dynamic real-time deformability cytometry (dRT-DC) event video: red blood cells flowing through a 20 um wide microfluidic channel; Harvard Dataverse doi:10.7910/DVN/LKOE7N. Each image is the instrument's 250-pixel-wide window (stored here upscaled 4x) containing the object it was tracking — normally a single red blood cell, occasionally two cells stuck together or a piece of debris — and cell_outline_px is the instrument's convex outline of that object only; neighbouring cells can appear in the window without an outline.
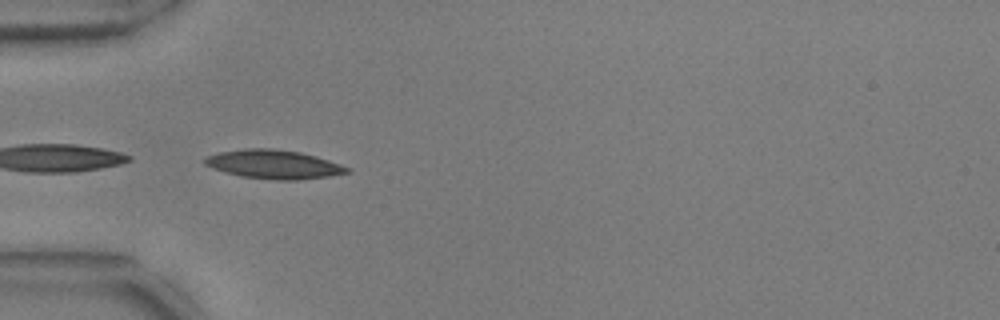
{"species": "common noctule bat (a hibernating species)", "species_latin": "Nyctalus noctula", "temperature_condition": "warm", "stored_images_in_passage": 18, "camera_frame_rate_fps": 3000, "um_per_image_px": 0.085, "animal": {"sex": "male", "body_mass_g": 17.9, "forearm_length_mm": 54.2}, "frame": {"image": 1, "passage_image": 1, "time_ms": 0.0, "image_size_px": [1000, 320], "cell_outline_px": [[352, 172], [328, 176], [300, 180], [276, 180], [240, 176], [224, 172], [212, 168], [204, 164], [204, 156], [220, 152], [244, 148], [272, 148], [300, 152], [316, 156], [352, 168]], "centroid_in_image_um": [23.27, 13.97], "position_along_channel_um": 61.7, "area_um2": 24.1}}
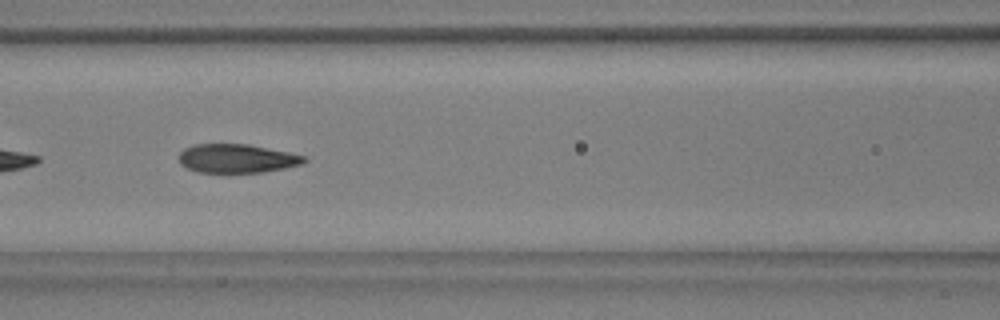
{"frame": {"image": 2, "passage_image": 8, "time_ms": 2.333, "image_size_px": [1000, 320], "cell_outline_px": [[308, 160], [304, 164], [264, 172], [196, 172], [180, 164], [180, 152], [184, 148], [196, 144], [248, 144], [288, 152], [304, 156]], "centroid_in_image_um": [20.15, 13.47], "position_along_channel_um": 146.5, "area_um2": 20.92}}
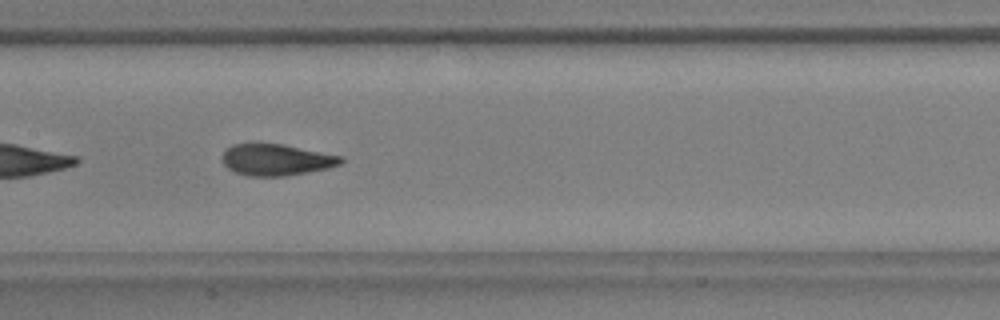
{"frame": {"image": 3, "passage_image": 11, "time_ms": 3.333, "image_size_px": [1000, 320], "cell_outline_px": [[344, 160], [340, 164], [328, 168], [308, 172], [284, 176], [248, 176], [236, 172], [228, 168], [224, 164], [220, 156], [224, 148], [232, 144], [284, 144], [344, 156]], "centroid_in_image_um": [23.47, 13.57], "position_along_channel_um": 183.9, "area_um2": 21.96}}